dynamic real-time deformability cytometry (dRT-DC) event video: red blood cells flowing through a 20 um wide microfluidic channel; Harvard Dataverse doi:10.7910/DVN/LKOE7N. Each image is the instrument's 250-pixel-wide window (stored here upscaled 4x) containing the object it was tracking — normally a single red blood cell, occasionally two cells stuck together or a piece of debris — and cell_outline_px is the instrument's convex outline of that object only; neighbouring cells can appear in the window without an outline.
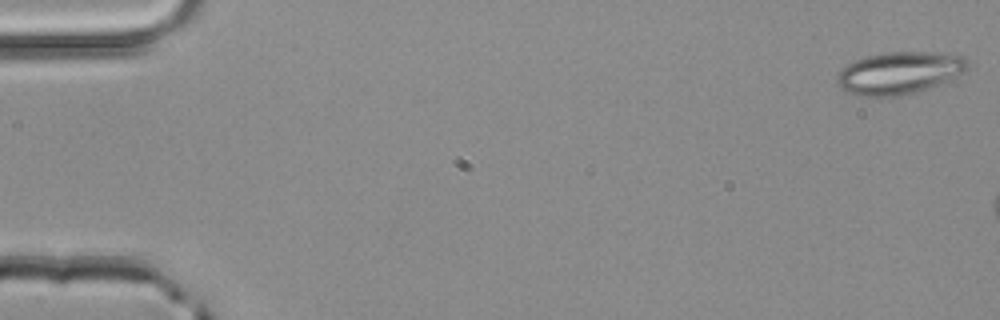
{"species": "common noctule bat (a hibernating species)", "species_latin": "Nyctalus noctula", "temperature_condition": "room temperature", "stored_images_in_passage": 5, "camera_frame_rate_fps": 3000, "um_per_image_px": 0.085, "animal": {"sex": "male", "body_mass_g": 20.4}, "frame": {"image": 1, "passage_image": 1, "time_ms": 0.0, "image_size_px": [1000, 320], "cell_outline_px": [[968, 68], [964, 72], [928, 88], [916, 92], [900, 96], [856, 96], [840, 88], [836, 84], [836, 76], [848, 64], [856, 60], [868, 56], [884, 52], [932, 52], [964, 56], [968, 60]], "centroid_in_image_um": [76.42, 6.2], "position_along_channel_um": 8.6, "area_um2": 32.02}}